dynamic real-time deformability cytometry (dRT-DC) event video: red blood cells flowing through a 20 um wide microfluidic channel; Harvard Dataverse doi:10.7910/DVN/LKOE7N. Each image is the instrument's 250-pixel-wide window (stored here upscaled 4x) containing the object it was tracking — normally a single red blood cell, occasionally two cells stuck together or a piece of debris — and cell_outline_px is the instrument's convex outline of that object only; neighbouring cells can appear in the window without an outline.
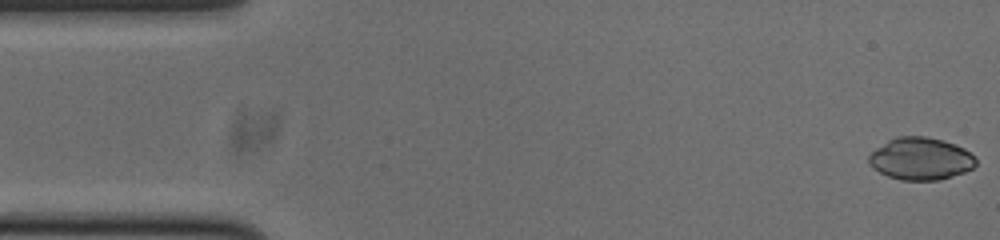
{"species": "common noctule bat (a hibernating species)", "species_latin": "Nyctalus noctula", "temperature_condition": "cold", "stored_images_in_passage": 53, "camera_frame_rate_fps": 3000, "um_per_image_px": 0.085, "animal": {"sex": "male", "body_mass_g": 20.0, "forearm_length_mm": 53.3}, "frame": {"image": 1, "passage_image": 1, "time_ms": 0.0, "image_size_px": [1000, 240], "cell_outline_px": [[976, 164], [972, 168], [964, 172], [940, 180], [900, 180], [888, 176], [880, 172], [868, 164], [868, 156], [876, 148], [888, 140], [896, 136], [924, 136], [944, 140], [956, 144], [964, 148], [976, 160]], "centroid_in_image_um": [78.24, 13.48], "position_along_channel_um": 6.8, "area_um2": 26.41}}
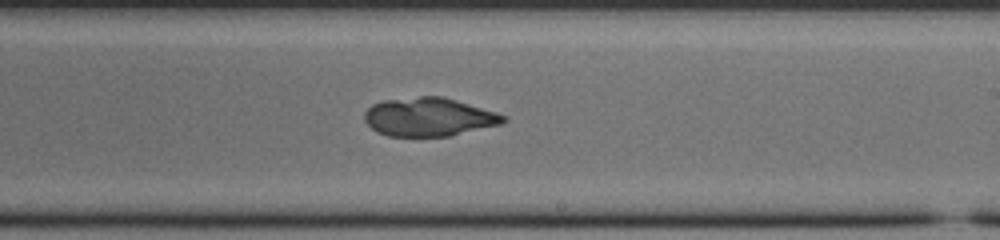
{"frame": {"image": 2, "passage_image": 30, "time_ms": 9.667, "image_size_px": [1000, 240], "cell_outline_px": [[508, 120], [504, 124], [448, 136], [388, 136], [376, 132], [364, 120], [364, 112], [372, 104], [384, 100], [420, 96], [444, 96], [496, 112], [508, 116]], "centroid_in_image_um": [36.48, 9.94], "position_along_channel_um": 252.5, "area_um2": 31.44}}
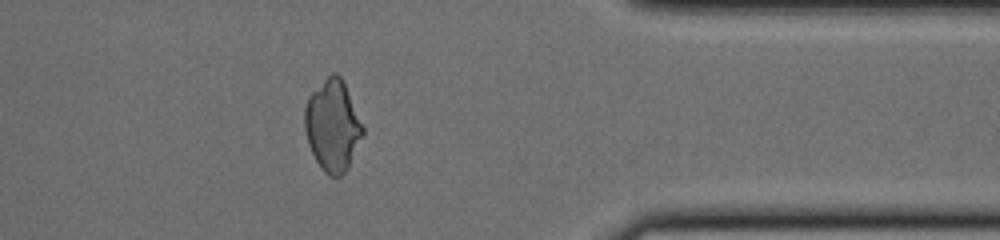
{"frame": {"image": 3, "passage_image": 42, "time_ms": 13.667, "image_size_px": [1000, 240], "cell_outline_px": [[364, 132], [348, 168], [336, 180], [328, 176], [324, 172], [316, 160], [308, 144], [304, 128], [304, 108], [308, 96], [332, 72], [336, 72], [340, 76], [344, 84], [364, 128]], "centroid_in_image_um": [28.25, 10.72], "position_along_channel_um": 383.2, "area_um2": 30.69}}